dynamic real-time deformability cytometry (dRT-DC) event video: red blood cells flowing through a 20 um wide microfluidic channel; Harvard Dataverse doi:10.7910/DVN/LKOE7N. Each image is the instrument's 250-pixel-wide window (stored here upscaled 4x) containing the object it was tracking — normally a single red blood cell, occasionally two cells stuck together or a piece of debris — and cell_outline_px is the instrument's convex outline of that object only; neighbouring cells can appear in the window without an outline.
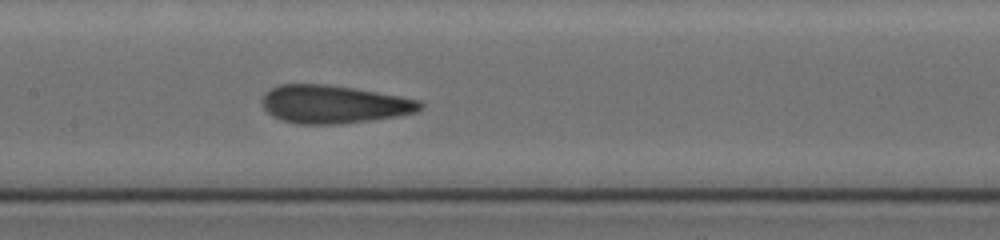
{"species": "human", "species_latin": "Homo sapiens", "temperature_condition": "cold", "stored_images_in_passage": 10, "segment_of_instrument_passage": [1, 2], "camera_frame_rate_fps": 3000, "um_per_image_px": 0.085, "donor": {"sex": "female"}, "frame": {"image": 1, "passage_image": 9, "time_ms": 6.667, "image_size_px": [1000, 240], "cell_outline_px": [[424, 104], [416, 112], [396, 116], [340, 124], [296, 124], [272, 116], [264, 108], [260, 100], [264, 92], [280, 84], [328, 84], [400, 96], [420, 100]], "centroid_in_image_um": [28.32, 8.86], "position_along_channel_um": 179.1, "area_um2": 34.97}}